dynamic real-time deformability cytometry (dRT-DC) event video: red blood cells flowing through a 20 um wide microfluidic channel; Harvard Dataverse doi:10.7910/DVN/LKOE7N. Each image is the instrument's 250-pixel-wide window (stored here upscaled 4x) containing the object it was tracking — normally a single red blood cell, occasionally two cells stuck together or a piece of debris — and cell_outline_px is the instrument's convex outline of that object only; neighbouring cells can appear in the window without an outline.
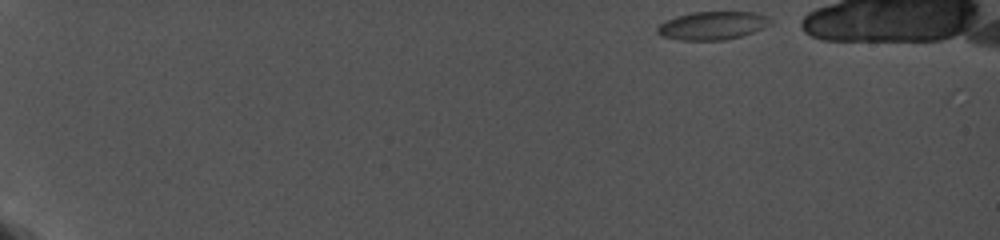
{"species": "common noctule bat (a hibernating species)", "species_latin": "Nyctalus noctula", "temperature_condition": "cold", "stored_images_in_passage": 21, "camera_frame_rate_fps": 5000, "um_per_image_px": 0.085, "animal": {"sex": "female", "body_mass_g": 19.0, "forearm_length_mm": 56.7}, "frame": {"image": 1, "passage_image": 1, "time_ms": 0.0, "image_size_px": [1000, 240], "cell_outline_px": [[772, 24], [764, 28], [740, 36], [724, 40], [680, 40], [660, 36], [656, 32], [656, 28], [660, 24], [676, 16], [692, 12], [756, 12], [768, 16], [772, 20]], "centroid_in_image_um": [60.58, 2.17], "position_along_channel_um": 24.4, "area_um2": 18.67}}